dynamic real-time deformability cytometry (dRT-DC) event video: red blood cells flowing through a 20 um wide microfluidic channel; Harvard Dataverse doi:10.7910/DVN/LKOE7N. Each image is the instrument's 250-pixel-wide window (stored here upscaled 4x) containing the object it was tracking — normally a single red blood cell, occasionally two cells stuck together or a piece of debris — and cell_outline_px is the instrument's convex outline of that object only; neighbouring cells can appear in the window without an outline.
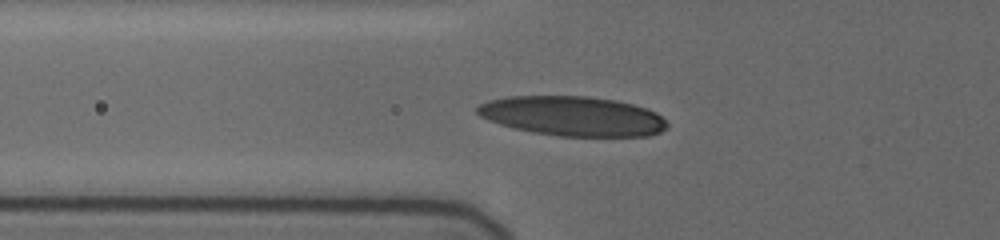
{"species": "human", "species_latin": "Homo sapiens", "temperature_condition": "cold", "stored_images_in_passage": 51, "camera_frame_rate_fps": 3000, "um_per_image_px": 0.085, "donor": {"sex": "female"}, "frame": {"image": 1, "passage_image": 3, "time_ms": 0.333, "image_size_px": [1000, 240], "cell_outline_px": [[668, 124], [660, 132], [648, 136], [560, 136], [532, 132], [512, 128], [488, 120], [480, 116], [476, 112], [476, 108], [480, 104], [488, 100], [508, 96], [588, 96], [616, 100], [632, 104], [656, 112]], "centroid_in_image_um": [48.63, 9.86], "position_along_channel_um": 77.2, "area_um2": 43.81}}
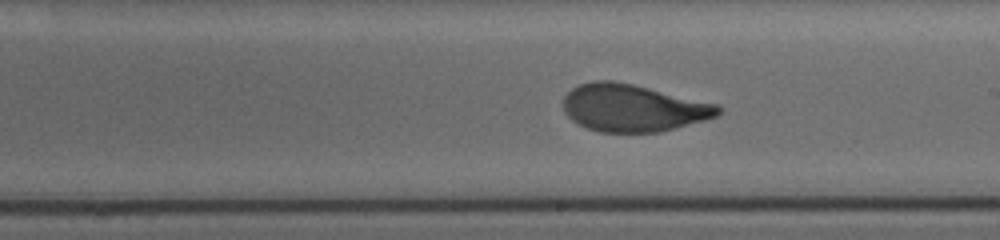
{"frame": {"image": 2, "passage_image": 18, "time_ms": 4.667, "image_size_px": [1000, 240], "cell_outline_px": [[720, 112], [716, 116], [704, 120], [676, 128], [660, 132], [600, 132], [576, 124], [564, 112], [564, 96], [572, 88], [580, 84], [592, 80], [612, 80], [632, 84], [716, 104], [720, 108]], "centroid_in_image_um": [53.75, 9.18], "position_along_channel_um": 235.2, "area_um2": 42.37}}
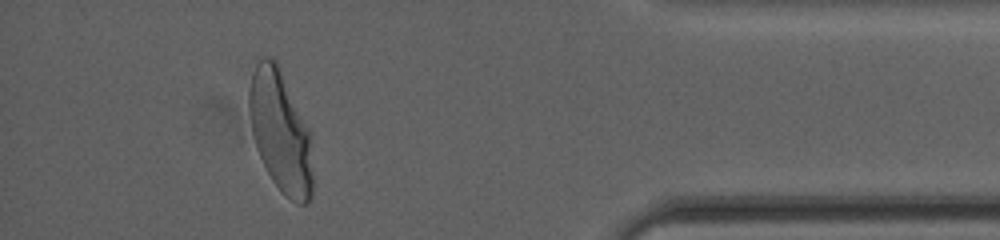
{"frame": {"image": 3, "passage_image": 42, "time_ms": 10.333, "image_size_px": [1000, 240], "cell_outline_px": [[312, 196], [308, 204], [296, 204], [272, 180], [256, 148], [252, 132], [248, 112], [248, 92], [252, 72], [256, 64], [264, 56], [272, 56], [276, 60], [308, 128], [312, 172]], "centroid_in_image_um": [23.81, 11.15], "position_along_channel_um": 411.4, "area_um2": 44.51}, "authors_computed_cell_mechanics": {"area_um2": 43.4656, "velocity_mm_per_s": 3.6884, "shape_relaxation_time_tau1_ms": 3.8103, "shape_relaxation_time_tau2_ms": null, "deformation_change_tau1": 0.1787, "deformation_change_tau2": null}}